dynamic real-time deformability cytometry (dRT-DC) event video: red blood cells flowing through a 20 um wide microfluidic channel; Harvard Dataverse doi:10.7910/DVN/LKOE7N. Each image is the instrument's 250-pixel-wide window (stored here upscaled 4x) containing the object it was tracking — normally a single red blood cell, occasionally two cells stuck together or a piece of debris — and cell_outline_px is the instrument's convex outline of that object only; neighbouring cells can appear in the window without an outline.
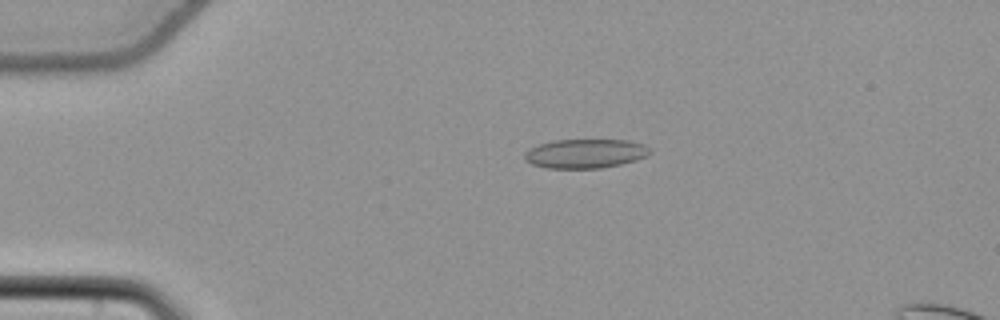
{"species": "common noctule bat (a hibernating species)", "species_latin": "Nyctalus noctula", "temperature_condition": "cold", "stored_images_in_passage": 56, "camera_frame_rate_fps": 3000, "um_per_image_px": 0.085, "animal": {"sex": "female", "body_mass_g": 22.7, "forearm_length_mm": 54.2}, "frame": {"image": 1, "passage_image": 13, "time_ms": 4.0, "image_size_px": [1000, 320], "cell_outline_px": [[652, 152], [636, 160], [620, 164], [600, 168], [548, 168], [532, 164], [524, 160], [524, 152], [528, 148], [552, 140], [628, 140], [644, 144]], "centroid_in_image_um": [49.71, 13.05], "position_along_channel_um": 35.3, "area_um2": 21.27}}
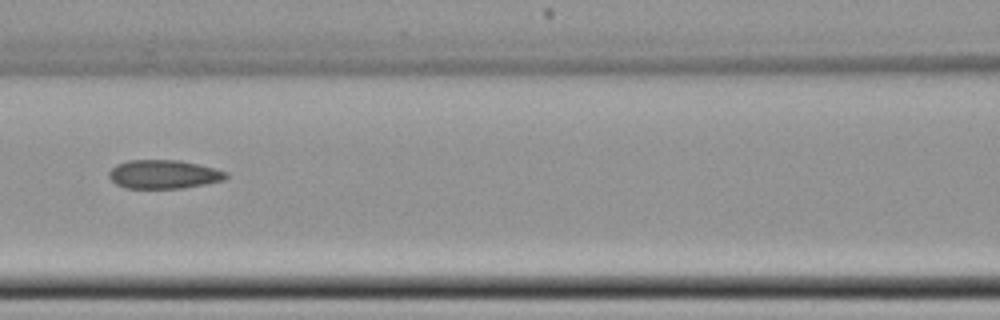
{"frame": {"image": 2, "passage_image": 26, "time_ms": 8.333, "image_size_px": [1000, 320], "cell_outline_px": [[228, 176], [224, 180], [204, 184], [180, 188], [124, 188], [116, 184], [108, 176], [108, 172], [116, 164], [128, 160], [180, 160], [216, 168], [228, 172]], "centroid_in_image_um": [13.91, 14.81], "position_along_channel_um": 152.7, "area_um2": 19.65}}
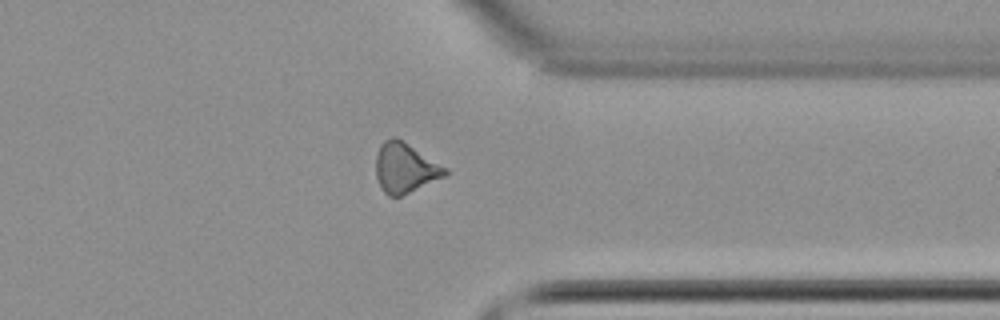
{"frame": {"image": 3, "passage_image": 44, "time_ms": 14.333, "image_size_px": [1000, 320], "cell_outline_px": [[448, 172], [444, 176], [400, 196], [388, 196], [384, 192], [376, 176], [376, 156], [380, 144], [384, 140], [392, 136], [396, 136], [404, 140], [448, 168]], "centroid_in_image_um": [34.42, 14.22], "position_along_channel_um": 377.0, "area_um2": 20.11}, "authors_computed_cell_mechanics": {"area_um2": 20.23, "velocity_mm_per_s": 3.7957, "shape_relaxation_time_tau1_ms": null, "shape_relaxation_time_tau2_ms": 2.8855, "deformation_change_tau1": null, "deformation_change_tau2": 0.1022}}